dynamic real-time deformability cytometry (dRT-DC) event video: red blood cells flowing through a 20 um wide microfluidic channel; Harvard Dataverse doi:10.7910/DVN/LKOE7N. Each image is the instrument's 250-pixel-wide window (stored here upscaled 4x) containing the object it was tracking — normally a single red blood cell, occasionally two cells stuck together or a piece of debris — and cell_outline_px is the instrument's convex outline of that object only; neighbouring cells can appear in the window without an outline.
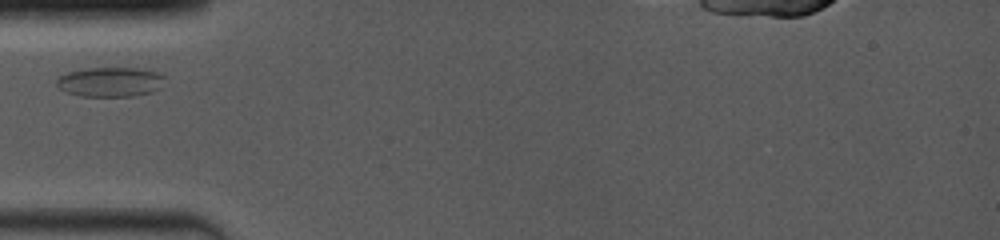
{"species": "common noctule bat (a hibernating species)", "species_latin": "Nyctalus noctula", "temperature_condition": "room temperature", "stored_images_in_passage": 46, "camera_frame_rate_fps": 4000, "um_per_image_px": 0.085, "animal": {"sex": "female", "body_mass_g": 19.0, "forearm_length_mm": 53.3}, "frame": {"image": 1, "passage_image": 1, "time_ms": 0.0, "image_size_px": [1000, 240], "cell_outline_px": [[164, 76], [160, 88], [152, 92], [132, 96], [80, 96], [64, 92], [56, 84], [56, 80], [60, 76], [68, 72], [88, 68], [140, 68], [156, 72]], "centroid_in_image_um": [9.35, 6.97], "position_along_channel_um": 75.7, "area_um2": 18.61}}
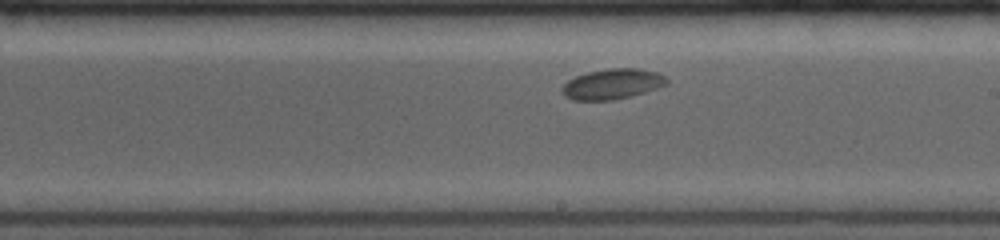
{"frame": {"image": 2, "passage_image": 20, "time_ms": 4.25, "image_size_px": [1000, 240], "cell_outline_px": [[668, 84], [644, 92], [612, 100], [572, 100], [564, 96], [560, 92], [560, 88], [568, 80], [576, 76], [588, 72], [608, 68], [640, 68], [656, 72], [664, 76], [668, 80]], "centroid_in_image_um": [52.01, 7.14], "position_along_channel_um": 237.0, "area_um2": 18.5}}
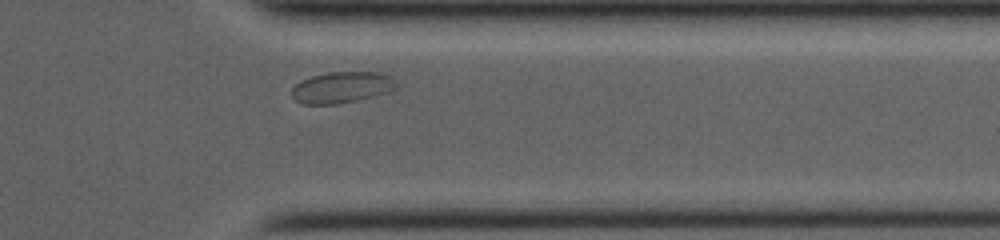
{"frame": {"image": 3, "passage_image": 39, "time_ms": 8.0, "image_size_px": [1000, 240], "cell_outline_px": [[396, 88], [372, 96], [356, 100], [336, 104], [304, 104], [296, 100], [292, 96], [292, 88], [300, 80], [312, 76], [328, 72], [380, 72], [392, 76], [396, 80]], "centroid_in_image_um": [29.04, 7.41], "position_along_channel_um": 382.4, "area_um2": 18.9}}